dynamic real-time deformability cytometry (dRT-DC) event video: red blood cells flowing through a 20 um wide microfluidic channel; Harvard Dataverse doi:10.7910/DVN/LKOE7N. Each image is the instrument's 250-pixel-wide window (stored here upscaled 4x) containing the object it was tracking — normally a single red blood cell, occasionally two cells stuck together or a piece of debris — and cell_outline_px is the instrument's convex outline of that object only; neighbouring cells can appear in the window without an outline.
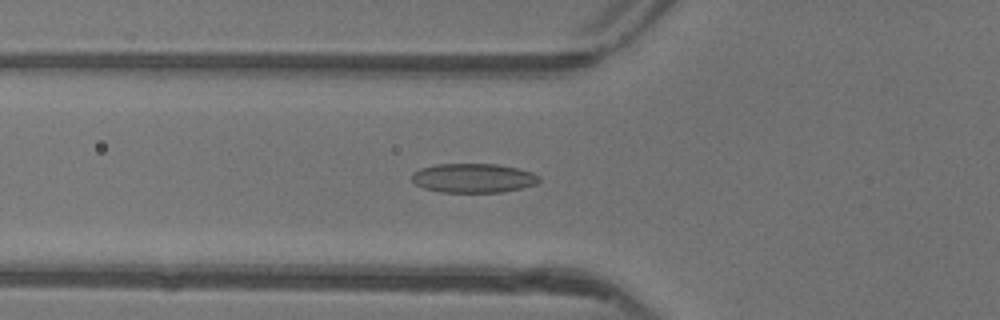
{"species": "common noctule bat (a hibernating species)", "species_latin": "Nyctalus noctula", "temperature_condition": "warm", "stored_images_in_passage": 37, "camera_frame_rate_fps": 3000, "um_per_image_px": 0.085, "animal": {"sex": "female"}, "frame": {"image": 1, "passage_image": 5, "time_ms": 1.333, "image_size_px": [1000, 320], "cell_outline_px": [[540, 180], [536, 184], [520, 188], [500, 192], [440, 192], [424, 188], [416, 184], [412, 180], [412, 172], [420, 168], [436, 164], [496, 164], [516, 168], [532, 172], [540, 176]], "centroid_in_image_um": [40.21, 15.13], "position_along_channel_um": 85.6, "area_um2": 21.62}}
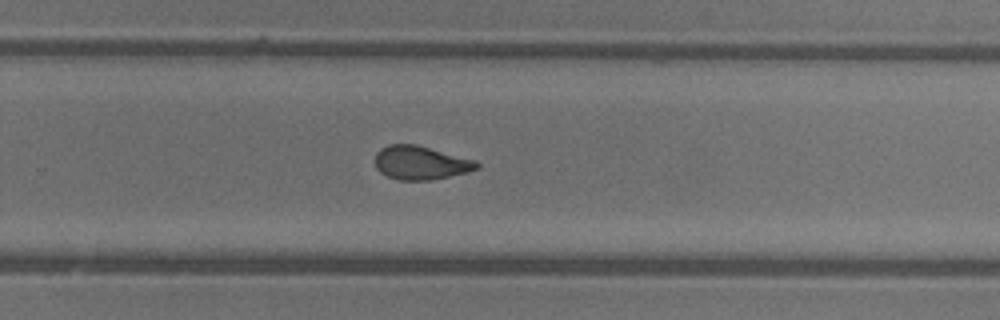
{"frame": {"image": 2, "passage_image": 20, "time_ms": 6.333, "image_size_px": [1000, 320], "cell_outline_px": [[480, 168], [468, 172], [432, 180], [400, 180], [388, 176], [380, 172], [376, 168], [376, 152], [380, 148], [388, 144], [416, 144], [476, 160], [480, 164]], "centroid_in_image_um": [35.78, 13.83], "position_along_channel_um": 294.0, "area_um2": 20.06}}
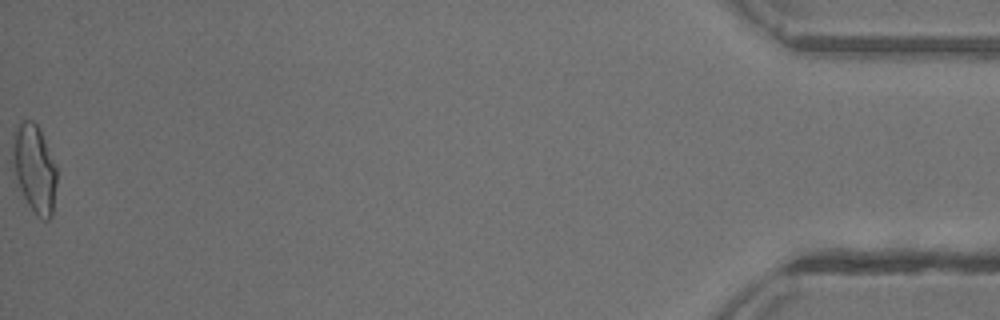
{"frame": {"image": 3, "passage_image": 37, "time_ms": 12.0, "image_size_px": [1000, 320], "cell_outline_px": [[56, 184], [52, 216], [48, 220], [44, 220], [36, 216], [28, 204], [20, 188], [16, 176], [12, 156], [12, 148], [16, 128], [20, 120], [32, 120], [36, 124], [56, 164]], "centroid_in_image_um": [2.94, 14.35], "position_along_channel_um": 432.3, "area_um2": 22.25}, "authors_computed_cell_mechanics": {"area_um2": 20.5768, "velocity_mm_per_s": 4.1557, "shape_relaxation_time_tau1_ms": 10.8576, "shape_relaxation_time_tau2_ms": 1.517, "deformation_change_tau1": 0.2757, "deformation_change_tau2": 0.0731}}